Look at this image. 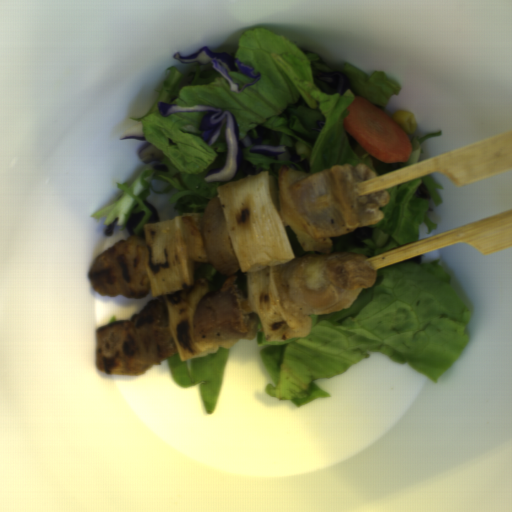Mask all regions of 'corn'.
Masks as SVG:
<instances>
[{"mask_svg":"<svg viewBox=\"0 0 512 512\" xmlns=\"http://www.w3.org/2000/svg\"><path fill=\"white\" fill-rule=\"evenodd\" d=\"M409 135L417 129V115L405 109L393 112L391 116Z\"/></svg>","mask_w":512,"mask_h":512,"instance_id":"1","label":"corn"}]
</instances>
